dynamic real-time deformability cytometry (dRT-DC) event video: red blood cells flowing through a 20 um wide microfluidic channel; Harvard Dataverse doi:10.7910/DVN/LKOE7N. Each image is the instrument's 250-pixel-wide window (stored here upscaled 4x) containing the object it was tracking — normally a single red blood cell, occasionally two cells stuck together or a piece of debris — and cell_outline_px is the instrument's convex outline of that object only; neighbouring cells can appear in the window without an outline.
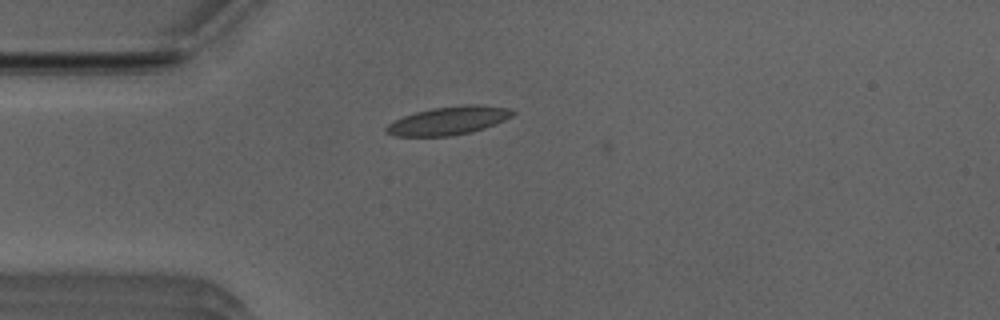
{"species": "Egyptian fruit bat (a non-hibernating species)", "species_latin": "Rousettus aegyptiacus", "temperature_condition": "room temperature", "stored_images_in_passage": 12, "camera_frame_rate_fps": 3000, "um_per_image_px": 0.085, "animal": {"sex": "male"}, "frame": {"image": 1, "passage_image": 9, "time_ms": 2.667, "image_size_px": [1000, 320], "cell_outline_px": [[516, 112], [512, 116], [496, 124], [472, 132], [452, 136], [396, 136], [384, 132], [384, 128], [388, 124], [404, 116], [416, 112], [432, 108], [460, 104], [480, 104], [508, 108]], "centroid_in_image_um": [38.14, 10.25], "position_along_channel_um": 46.9, "area_um2": 20.98}}